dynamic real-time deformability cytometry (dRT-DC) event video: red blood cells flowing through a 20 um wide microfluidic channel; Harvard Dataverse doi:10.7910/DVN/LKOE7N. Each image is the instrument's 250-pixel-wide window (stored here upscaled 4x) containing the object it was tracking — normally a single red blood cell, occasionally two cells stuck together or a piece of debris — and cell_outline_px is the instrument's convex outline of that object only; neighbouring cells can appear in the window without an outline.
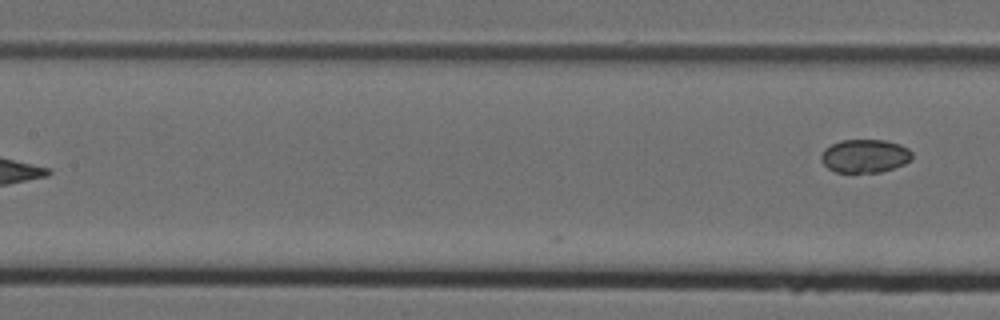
{"species": "Egyptian fruit bat (a non-hibernating species)", "species_latin": "Rousettus aegyptiacus", "temperature_condition": "cold", "stored_images_in_passage": 7, "segment_of_instrument_passage": [2, 2], "camera_frame_rate_fps": 3000, "um_per_image_px": 0.085, "animal": {"sex": "female"}, "frame": {"image": 1, "passage_image": 7, "time_ms": 2.0, "image_size_px": [1000, 320], "cell_outline_px": [[912, 160], [904, 164], [880, 172], [836, 172], [828, 168], [820, 160], [820, 156], [824, 148], [840, 140], [884, 140], [900, 144], [908, 148], [912, 152]], "centroid_in_image_um": [73.51, 13.25], "position_along_channel_um": 133.9, "area_um2": 17.74}}